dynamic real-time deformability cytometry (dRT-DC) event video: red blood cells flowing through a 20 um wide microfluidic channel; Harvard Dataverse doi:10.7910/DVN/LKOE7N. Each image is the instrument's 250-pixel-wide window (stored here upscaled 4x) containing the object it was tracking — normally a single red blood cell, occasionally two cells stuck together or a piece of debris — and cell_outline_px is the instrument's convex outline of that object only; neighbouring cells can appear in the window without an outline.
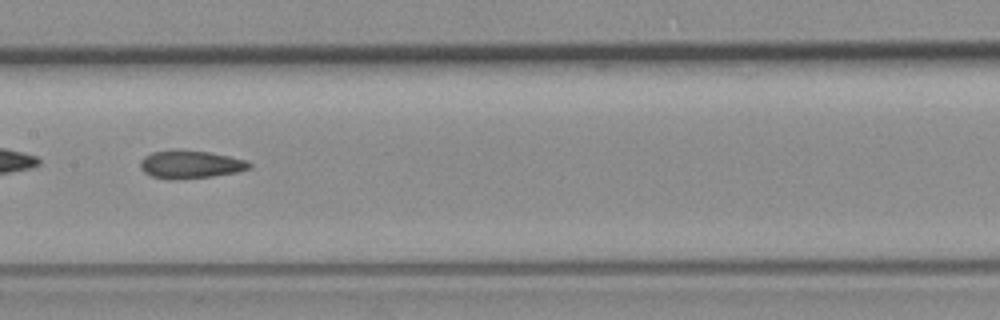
{"species": "common noctule bat (a hibernating species)", "species_latin": "Nyctalus noctula", "temperature_condition": "room temperature", "stored_images_in_passage": 37, "camera_frame_rate_fps": 3000, "um_per_image_px": 0.085, "animal": {"sex": "female", "body_mass_g": 19.3, "forearm_length_mm": 54.1}, "frame": {"image": 1, "passage_image": 11, "time_ms": 3.333, "image_size_px": [1000, 320], "cell_outline_px": [[252, 168], [236, 172], [212, 176], [176, 180], [168, 180], [152, 176], [144, 172], [140, 168], [140, 160], [144, 156], [152, 152], [208, 152], [228, 156], [244, 160], [252, 164]], "centroid_in_image_um": [16.18, 14.02], "position_along_channel_um": 191.2, "area_um2": 17.22}}
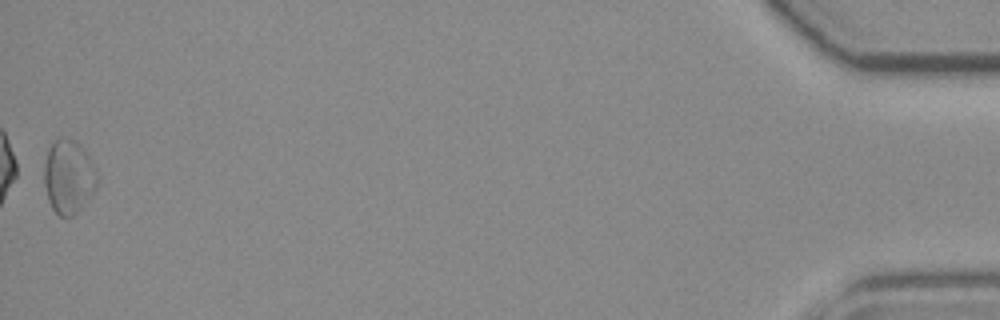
{"frame": {"image": 2, "passage_image": 37, "time_ms": 12.0, "image_size_px": [1000, 320], "cell_outline_px": [[96, 188], [80, 208], [72, 216], [60, 216], [52, 208], [48, 200], [44, 184], [44, 160], [48, 148], [56, 140], [72, 140], [80, 144], [96, 168]], "centroid_in_image_um": [5.8, 15.03], "position_along_channel_um": 429.4, "area_um2": 22.37}, "authors_computed_cell_mechanics": {"area_um2": 18.0336, "velocity_mm_per_s": 3.9472, "shape_relaxation_time_tau1_ms": null, "shape_relaxation_time_tau2_ms": 3.1534, "deformation_change_tau1": null, "deformation_change_tau2": 0.1131}}